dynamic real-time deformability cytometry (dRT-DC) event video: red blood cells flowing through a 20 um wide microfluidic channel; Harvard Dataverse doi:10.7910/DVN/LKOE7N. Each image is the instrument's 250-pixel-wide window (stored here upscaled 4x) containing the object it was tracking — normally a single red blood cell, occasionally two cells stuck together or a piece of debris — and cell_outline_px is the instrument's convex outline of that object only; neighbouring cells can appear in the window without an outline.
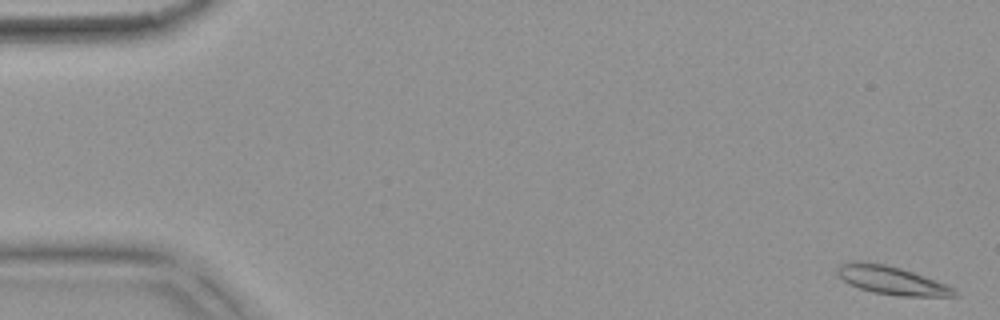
{"species": "common noctule bat (a hibernating species)", "species_latin": "Nyctalus noctula", "temperature_condition": "warm", "stored_images_in_passage": 17, "camera_frame_rate_fps": 3000, "um_per_image_px": 0.085, "animal": {"sex": "female", "body_mass_g": 18.4}, "frame": {"image": 1, "passage_image": 1, "time_ms": 0.0, "image_size_px": [1000, 320], "cell_outline_px": [[960, 296], [900, 296], [872, 292], [848, 284], [836, 276], [836, 268], [840, 264], [852, 260], [860, 260], [884, 264], [900, 268], [936, 280], [952, 288]], "centroid_in_image_um": [75.69, 23.81], "position_along_channel_um": 9.3, "area_um2": 19.42}}